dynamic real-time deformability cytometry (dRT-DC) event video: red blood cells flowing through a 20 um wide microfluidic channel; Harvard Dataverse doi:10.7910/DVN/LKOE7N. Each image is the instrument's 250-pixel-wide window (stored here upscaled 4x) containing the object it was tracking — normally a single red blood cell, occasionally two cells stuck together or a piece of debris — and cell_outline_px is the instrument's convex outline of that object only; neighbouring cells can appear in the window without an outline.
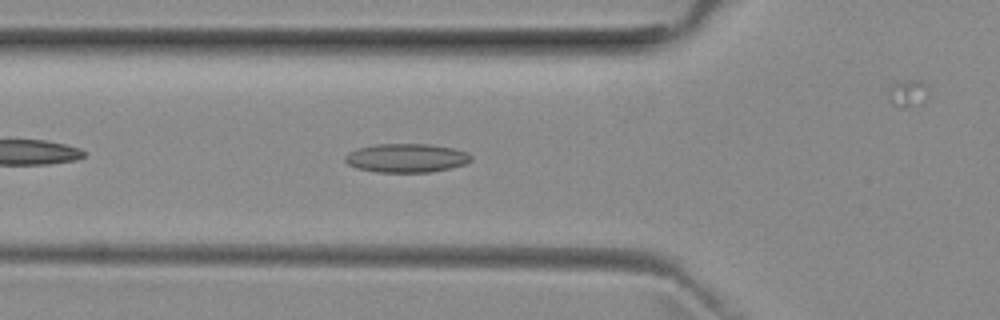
{"species": "common noctule bat (a hibernating species)", "species_latin": "Nyctalus noctula", "temperature_condition": "room temperature", "stored_images_in_passage": 41, "camera_frame_rate_fps": 3000, "um_per_image_px": 0.085, "animal": {"sex": "female", "body_mass_g": 29.2, "forearm_length_mm": 56.3}, "frame": {"image": 1, "passage_image": 6, "time_ms": 1.667, "image_size_px": [1000, 320], "cell_outline_px": [[472, 160], [464, 164], [432, 172], [376, 172], [356, 168], [348, 164], [344, 160], [344, 156], [348, 152], [356, 148], [376, 144], [432, 144], [452, 148], [468, 152], [472, 156]], "centroid_in_image_um": [34.52, 13.42], "position_along_channel_um": 91.3, "area_um2": 21.27}}
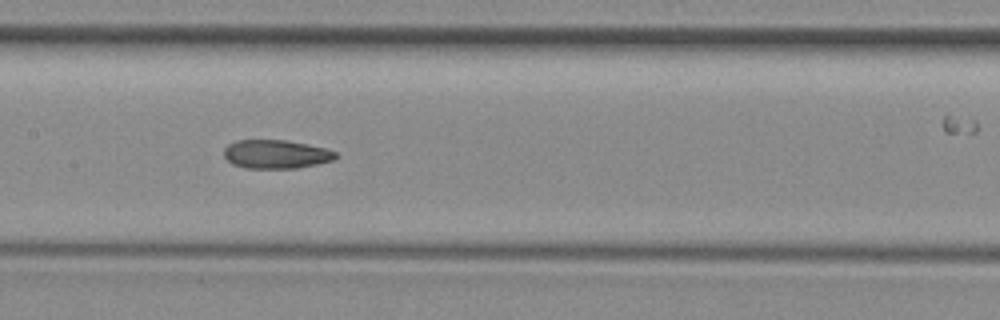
{"frame": {"image": 2, "passage_image": 13, "time_ms": 4.0, "image_size_px": [1000, 320], "cell_outline_px": [[336, 156], [332, 160], [316, 164], [296, 168], [244, 168], [232, 164], [224, 156], [224, 148], [228, 144], [236, 140], [284, 140], [308, 144], [324, 148], [336, 152]], "centroid_in_image_um": [23.41, 13.1], "position_along_channel_um": 184.0, "area_um2": 18.55}}
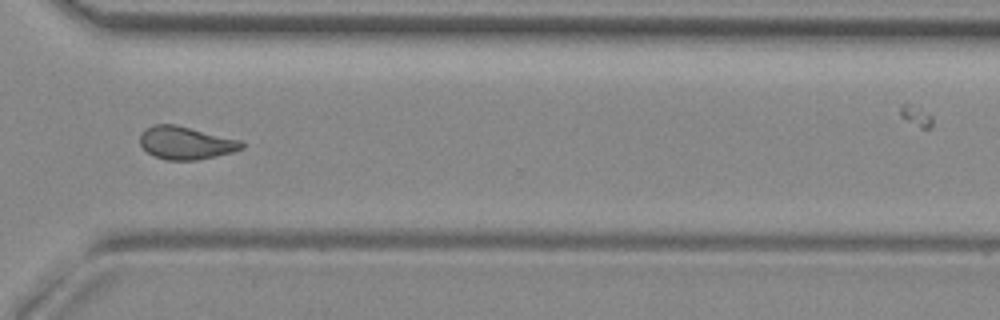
{"frame": {"image": 3, "passage_image": 26, "time_ms": 8.333, "image_size_px": [1000, 320], "cell_outline_px": [[244, 148], [232, 152], [196, 160], [168, 160], [152, 156], [140, 144], [140, 132], [144, 128], [152, 124], [176, 124], [244, 140]], "centroid_in_image_um": [15.8, 12.12], "position_along_channel_um": 354.8, "area_um2": 19.83}, "authors_computed_cell_mechanics": {"area_um2": 19.4208, "velocity_mm_per_s": 3.9506, "shape_relaxation_time_tau1_ms": null, "shape_relaxation_time_tau2_ms": 2.9298, "deformation_change_tau1": null, "deformation_change_tau2": 0.1043}}